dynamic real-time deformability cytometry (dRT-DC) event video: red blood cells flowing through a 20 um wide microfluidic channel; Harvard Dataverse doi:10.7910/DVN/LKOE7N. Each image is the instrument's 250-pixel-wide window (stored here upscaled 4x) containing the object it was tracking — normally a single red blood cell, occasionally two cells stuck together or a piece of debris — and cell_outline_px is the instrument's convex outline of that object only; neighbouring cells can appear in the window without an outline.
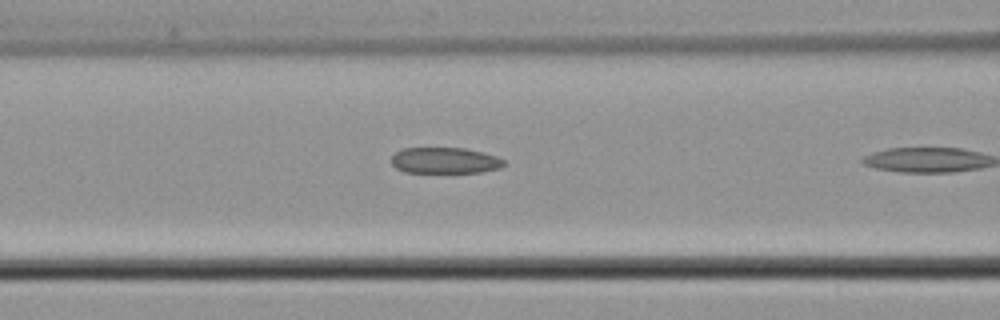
{"species": "common noctule bat (a hibernating species)", "species_latin": "Nyctalus noctula", "temperature_condition": "cold", "stored_images_in_passage": 9, "camera_frame_rate_fps": 3000, "um_per_image_px": 0.085, "animal": {"sex": "male", "body_mass_g": 21.5, "forearm_length_mm": 52.0}, "frame": {"image": 1, "passage_image": 8, "time_ms": 2.333, "image_size_px": [1000, 320], "cell_outline_px": [[504, 164], [500, 168], [480, 172], [404, 172], [396, 168], [392, 164], [392, 156], [400, 148], [464, 148], [496, 156], [504, 160]], "centroid_in_image_um": [37.78, 13.64], "position_along_channel_um": 128.8, "area_um2": 16.94}}